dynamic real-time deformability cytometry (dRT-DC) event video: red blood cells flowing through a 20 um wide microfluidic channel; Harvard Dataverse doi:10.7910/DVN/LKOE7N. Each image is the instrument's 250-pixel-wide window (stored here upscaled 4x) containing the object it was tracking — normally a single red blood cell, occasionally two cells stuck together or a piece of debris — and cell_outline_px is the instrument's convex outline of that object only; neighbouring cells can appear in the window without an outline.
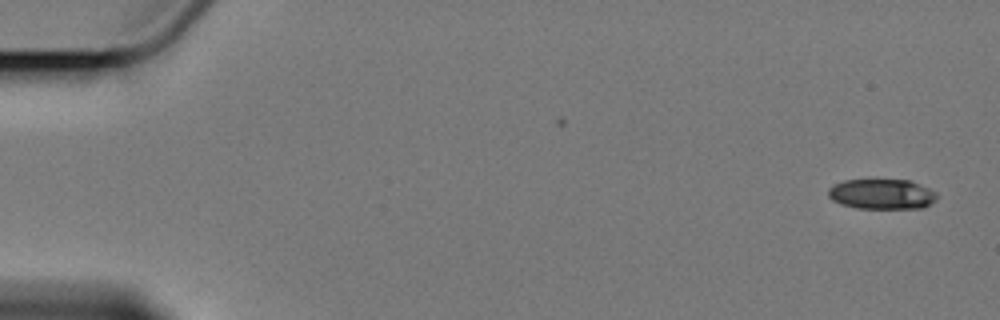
{"species": "Egyptian fruit bat (a non-hibernating species)", "species_latin": "Rousettus aegyptiacus", "temperature_condition": "cold", "stored_images_in_passage": 5, "camera_frame_rate_fps": 3000, "um_per_image_px": 0.085, "animal": {"sex": "female"}, "frame": {"image": 1, "passage_image": 1, "time_ms": 0.0, "image_size_px": [1000, 320], "cell_outline_px": [[936, 200], [924, 208], [856, 208], [840, 204], [832, 200], [828, 196], [828, 188], [832, 184], [844, 180], [912, 180], [936, 192]], "centroid_in_image_um": [74.93, 16.5], "position_along_channel_um": 10.1, "area_um2": 19.25}}
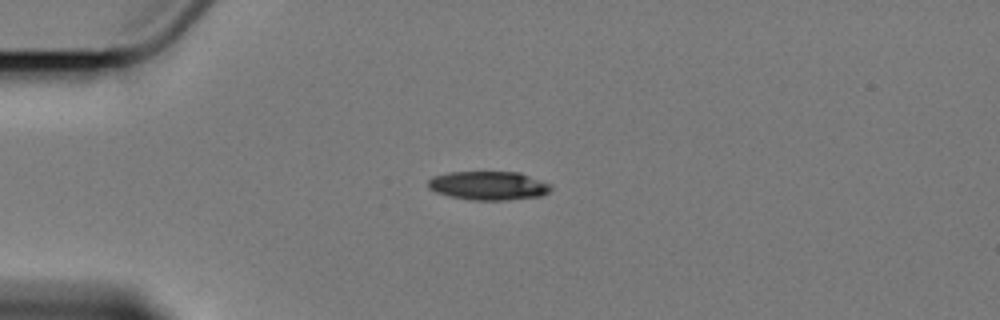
{"frame": {"image": 2, "passage_image": 4, "time_ms": 4.333, "image_size_px": [1000, 320], "cell_outline_px": [[552, 188], [548, 192], [540, 196], [504, 200], [472, 200], [448, 196], [436, 192], [428, 188], [428, 180], [432, 176], [448, 172], [520, 172], [552, 184]], "centroid_in_image_um": [41.51, 15.77], "position_along_channel_um": 43.5, "area_um2": 20.69}}